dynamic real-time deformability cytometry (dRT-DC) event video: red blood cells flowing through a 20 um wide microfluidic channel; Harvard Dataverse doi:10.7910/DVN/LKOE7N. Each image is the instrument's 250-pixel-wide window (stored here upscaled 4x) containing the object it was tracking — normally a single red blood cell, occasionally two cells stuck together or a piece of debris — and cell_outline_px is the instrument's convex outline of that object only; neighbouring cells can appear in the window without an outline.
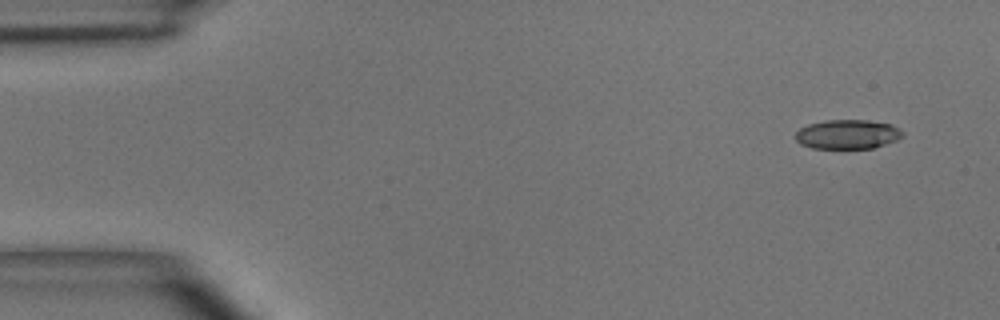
{"species": "common noctule bat (a hibernating species)", "species_latin": "Nyctalus noctula", "temperature_condition": "room temperature", "stored_images_in_passage": 4, "camera_frame_rate_fps": 3000, "um_per_image_px": 0.085, "animal": {"sex": "male", "body_mass_g": 15.6}, "frame": {"image": 1, "passage_image": 1, "time_ms": 0.0, "image_size_px": [1000, 320], "cell_outline_px": [[904, 136], [896, 140], [872, 148], [812, 148], [800, 144], [796, 140], [796, 132], [800, 128], [808, 124], [824, 120], [868, 120], [892, 124], [904, 132]], "centroid_in_image_um": [72.04, 11.41], "position_along_channel_um": 13.0, "area_um2": 18.32}}
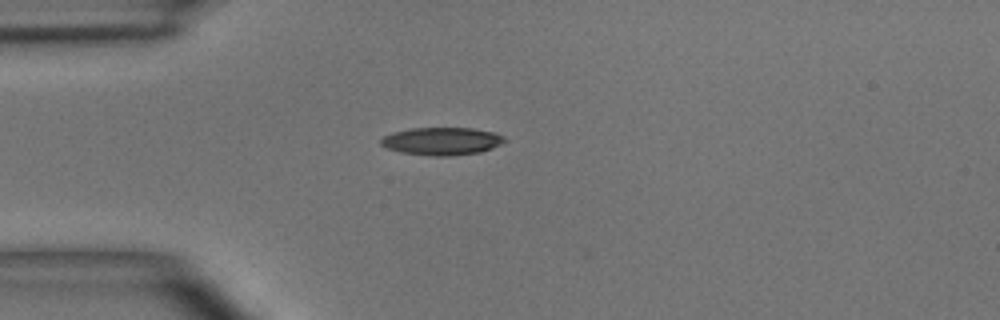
{"frame": {"image": 2, "passage_image": 4, "time_ms": 3.333, "image_size_px": [1000, 320], "cell_outline_px": [[508, 140], [492, 148], [480, 152], [448, 156], [432, 156], [400, 152], [388, 148], [380, 144], [380, 140], [384, 136], [392, 132], [412, 128], [472, 128], [496, 132], [504, 136]], "centroid_in_image_um": [37.58, 11.99], "position_along_channel_um": 47.4, "area_um2": 20.06}}